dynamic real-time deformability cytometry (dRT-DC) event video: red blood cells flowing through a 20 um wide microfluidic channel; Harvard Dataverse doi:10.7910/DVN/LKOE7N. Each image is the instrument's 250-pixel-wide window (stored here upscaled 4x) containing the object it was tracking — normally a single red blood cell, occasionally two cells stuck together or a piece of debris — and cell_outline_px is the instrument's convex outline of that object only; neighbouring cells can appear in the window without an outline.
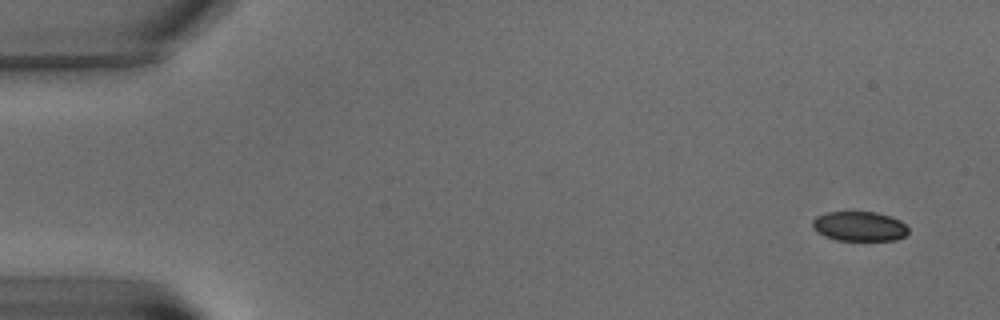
{"species": "common noctule bat (a hibernating species)", "species_latin": "Nyctalus noctula", "temperature_condition": "warm", "stored_images_in_passage": 6, "camera_frame_rate_fps": 3000, "um_per_image_px": 0.085, "animal": {"sex": "male", "body_mass_g": 15.6}, "frame": {"image": 1, "passage_image": 1, "time_ms": 0.0, "image_size_px": [1000, 320], "cell_outline_px": [[908, 232], [904, 236], [896, 240], [836, 240], [824, 236], [816, 232], [812, 228], [812, 220], [816, 216], [824, 212], [876, 212], [892, 216], [900, 220], [908, 228]], "centroid_in_image_um": [73.02, 19.23], "position_along_channel_um": 12.0, "area_um2": 16.76}}
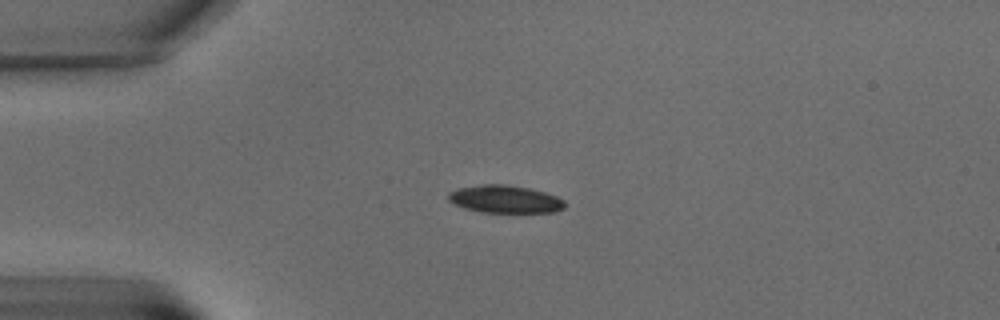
{"frame": {"image": 2, "passage_image": 5, "time_ms": 4.667, "image_size_px": [1000, 320], "cell_outline_px": [[564, 208], [556, 212], [484, 212], [464, 208], [448, 200], [448, 192], [456, 188], [480, 184], [504, 184], [528, 188], [544, 192], [556, 196], [564, 200]], "centroid_in_image_um": [42.9, 16.92], "position_along_channel_um": 42.1, "area_um2": 18.73}}